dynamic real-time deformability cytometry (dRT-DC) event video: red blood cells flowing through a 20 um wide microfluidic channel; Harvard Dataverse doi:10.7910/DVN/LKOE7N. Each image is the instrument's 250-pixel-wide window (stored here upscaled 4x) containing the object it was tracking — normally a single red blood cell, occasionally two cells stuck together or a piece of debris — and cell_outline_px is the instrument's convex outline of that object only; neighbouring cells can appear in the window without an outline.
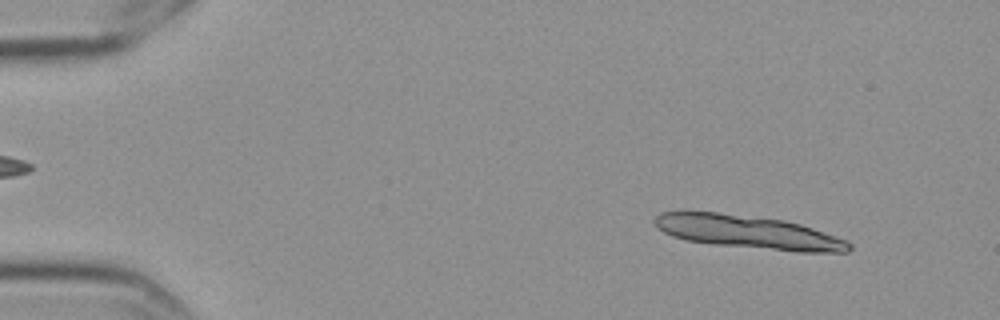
{"species": "Egyptian fruit bat (a non-hibernating species)", "species_latin": "Rousettus aegyptiacus", "temperature_condition": "cold", "stored_images_in_passage": 14, "camera_frame_rate_fps": 3000, "um_per_image_px": 0.085, "frame": {"image": 1, "passage_image": 5, "time_ms": 1.333, "image_size_px": [1000, 320], "cell_outline_px": [[852, 248], [848, 252], [800, 252], [712, 244], [684, 240], [672, 236], [664, 232], [652, 220], [660, 212], [716, 212], [784, 220], [800, 224], [848, 240], [852, 244]], "centroid_in_image_um": [63.63, 19.74], "position_along_channel_um": 21.4, "area_um2": 37.51}}